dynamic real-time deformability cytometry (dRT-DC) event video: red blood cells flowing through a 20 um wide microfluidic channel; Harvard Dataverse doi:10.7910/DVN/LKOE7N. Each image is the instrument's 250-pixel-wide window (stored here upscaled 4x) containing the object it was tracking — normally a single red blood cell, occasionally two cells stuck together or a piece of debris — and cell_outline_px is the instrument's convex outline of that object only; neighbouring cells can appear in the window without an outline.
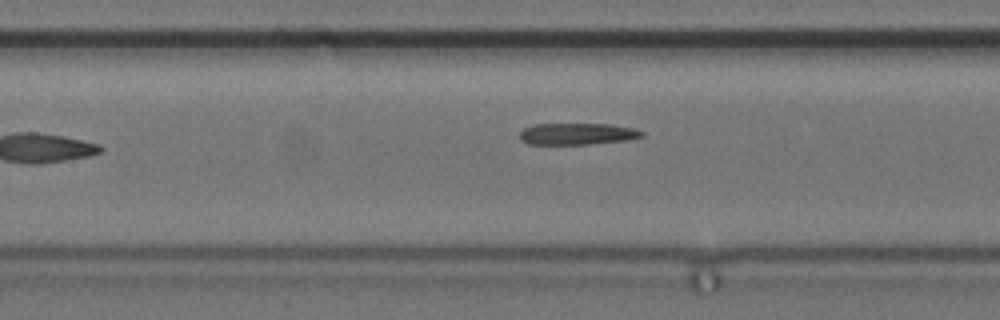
{"species": "common noctule bat (a hibernating species)", "species_latin": "Nyctalus noctula", "temperature_condition": "cold", "stored_images_in_passage": 9, "camera_frame_rate_fps": 3000, "um_per_image_px": 0.085, "animal": {"sex": "female", "body_mass_g": 24.6, "forearm_length_mm": 56.2}, "frame": {"image": 1, "passage_image": 8, "time_ms": 2.333, "image_size_px": [1000, 320], "cell_outline_px": [[644, 136], [628, 140], [592, 144], [528, 144], [520, 140], [520, 132], [524, 128], [532, 124], [612, 124], [636, 128], [644, 132]], "centroid_in_image_um": [49.1, 11.38], "position_along_channel_um": 158.3, "area_um2": 15.61}}
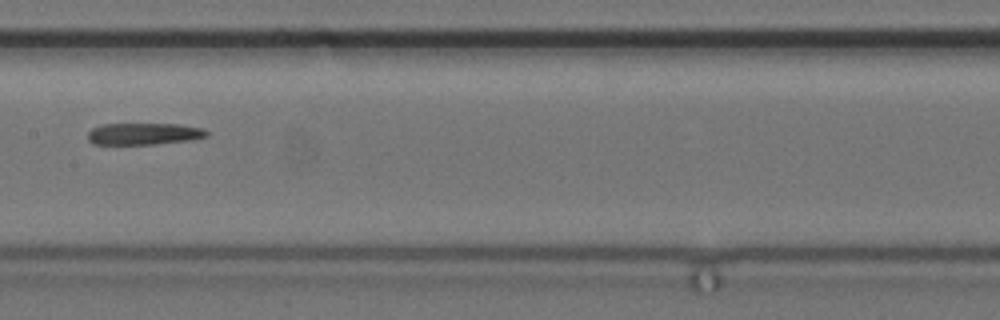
{"frame": {"image": 2, "passage_image": 9, "time_ms": 2.667, "image_size_px": [1000, 320], "cell_outline_px": [[208, 136], [192, 140], [156, 144], [92, 144], [88, 140], [88, 132], [92, 128], [104, 124], [176, 124], [204, 128], [208, 132]], "centroid_in_image_um": [12.24, 11.38], "position_along_channel_um": 195.2, "area_um2": 15.14}}